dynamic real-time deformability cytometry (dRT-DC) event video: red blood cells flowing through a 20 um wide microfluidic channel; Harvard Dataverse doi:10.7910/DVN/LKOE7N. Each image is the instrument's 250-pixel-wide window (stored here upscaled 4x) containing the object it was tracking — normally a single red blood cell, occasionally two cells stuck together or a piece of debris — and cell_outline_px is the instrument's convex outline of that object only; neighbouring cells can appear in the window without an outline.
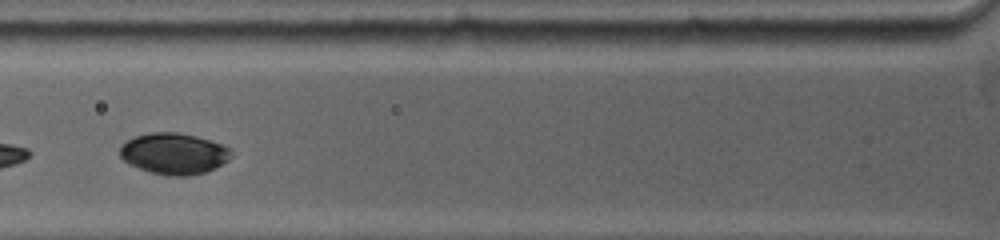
{"species": "common noctule bat (a hibernating species)", "species_latin": "Nyctalus noctula", "temperature_condition": "warm", "stored_images_in_passage": 20, "camera_frame_rate_fps": 5000, "um_per_image_px": 0.085, "animal": {"sex": "female", "body_mass_g": 19.0, "forearm_length_mm": 53.3}, "frame": {"image": 1, "passage_image": 6, "time_ms": 2.0, "image_size_px": [1000, 240], "cell_outline_px": [[232, 156], [228, 160], [204, 172], [188, 176], [168, 176], [152, 172], [128, 164], [120, 156], [120, 148], [128, 140], [136, 136], [152, 132], [176, 132], [196, 136], [220, 144], [228, 148], [232, 152]], "centroid_in_image_um": [14.77, 13.06], "position_along_channel_um": 111.0, "area_um2": 26.3}, "authors_computed_cell_mechanics": {"area_um2": 27.8596, "velocity_mm_per_s": 3.8766, "shape_relaxation_time_tau1_ms": 1.3386, "shape_relaxation_time_tau2_ms": null, "deformation_change_tau1": 0.0803, "deformation_change_tau2": null}}